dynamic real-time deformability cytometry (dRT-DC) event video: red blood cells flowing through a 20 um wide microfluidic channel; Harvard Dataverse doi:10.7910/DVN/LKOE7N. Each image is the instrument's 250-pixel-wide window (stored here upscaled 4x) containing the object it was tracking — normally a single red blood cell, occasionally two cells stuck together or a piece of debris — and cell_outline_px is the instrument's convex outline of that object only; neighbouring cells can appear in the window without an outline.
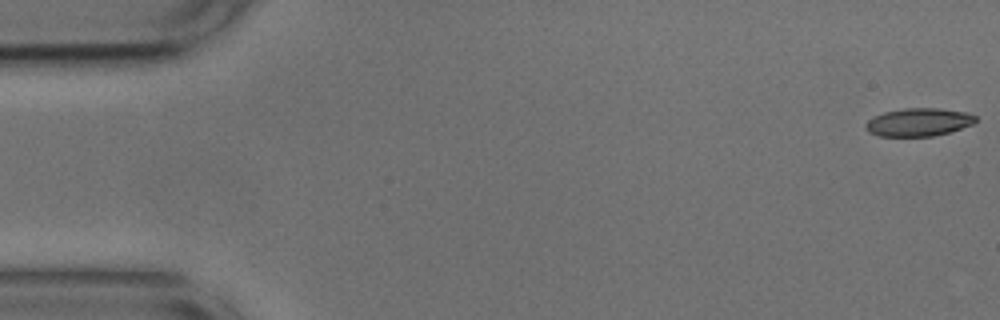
{"species": "common noctule bat (a hibernating species)", "species_latin": "Nyctalus noctula", "temperature_condition": "cold", "stored_images_in_passage": 54, "camera_frame_rate_fps": 3000, "um_per_image_px": 0.085, "animal": {"sex": "male", "body_mass_g": 17.9, "forearm_length_mm": 54.2}, "frame": {"image": 1, "passage_image": 1, "time_ms": 0.0, "image_size_px": [1000, 320], "cell_outline_px": [[976, 120], [972, 124], [948, 132], [932, 136], [880, 136], [868, 132], [864, 128], [864, 124], [868, 120], [884, 112], [904, 108], [940, 108], [968, 112], [976, 116]], "centroid_in_image_um": [78.06, 10.38], "position_along_channel_um": 6.9, "area_um2": 17.92}}
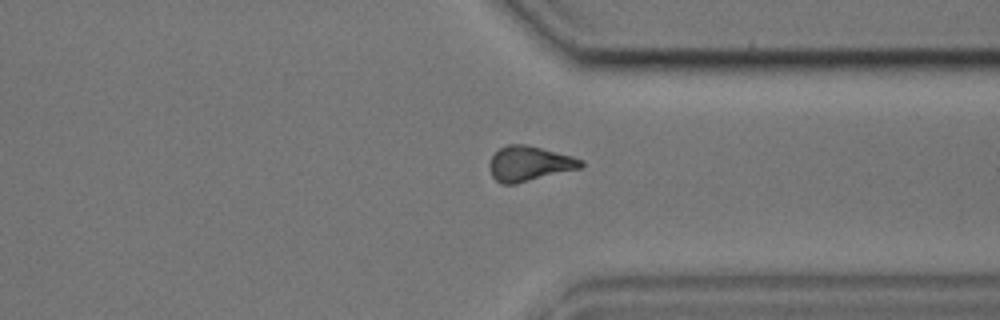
{"frame": {"image": 2, "passage_image": 41, "time_ms": 13.333, "image_size_px": [1000, 320], "cell_outline_px": [[584, 164], [580, 168], [516, 184], [504, 184], [496, 180], [492, 176], [488, 164], [492, 156], [500, 148], [508, 144], [524, 144], [572, 156], [584, 160]], "centroid_in_image_um": [44.98, 13.91], "position_along_channel_um": 366.4, "area_um2": 18.5}}
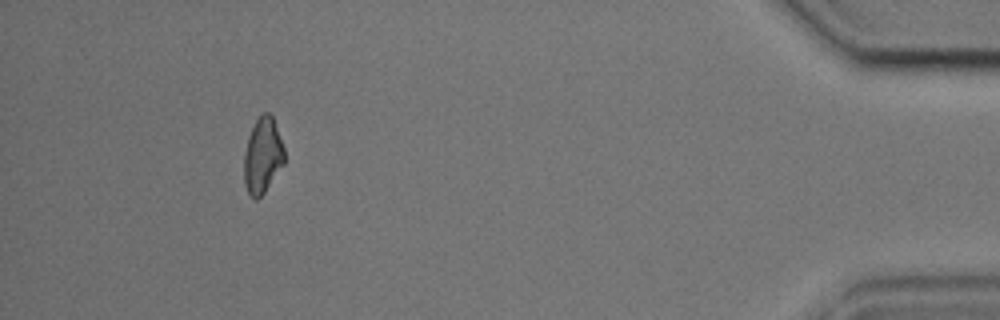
{"frame": {"image": 3, "passage_image": 50, "time_ms": 16.333, "image_size_px": [1000, 320], "cell_outline_px": [[284, 164], [264, 192], [256, 200], [248, 192], [244, 184], [244, 152], [248, 136], [256, 120], [264, 112], [268, 112], [272, 116], [284, 148]], "centroid_in_image_um": [22.31, 13.23], "position_along_channel_um": 412.9, "area_um2": 17.57}, "authors_computed_cell_mechanics": {"area_um2": 18.5249, "velocity_mm_per_s": 3.6744, "shape_relaxation_time_tau1_ms": 5.3758, "shape_relaxation_time_tau2_ms": 8.9042, "deformation_change_tau1": 0.1358, "deformation_change_tau2": 0.1728}}